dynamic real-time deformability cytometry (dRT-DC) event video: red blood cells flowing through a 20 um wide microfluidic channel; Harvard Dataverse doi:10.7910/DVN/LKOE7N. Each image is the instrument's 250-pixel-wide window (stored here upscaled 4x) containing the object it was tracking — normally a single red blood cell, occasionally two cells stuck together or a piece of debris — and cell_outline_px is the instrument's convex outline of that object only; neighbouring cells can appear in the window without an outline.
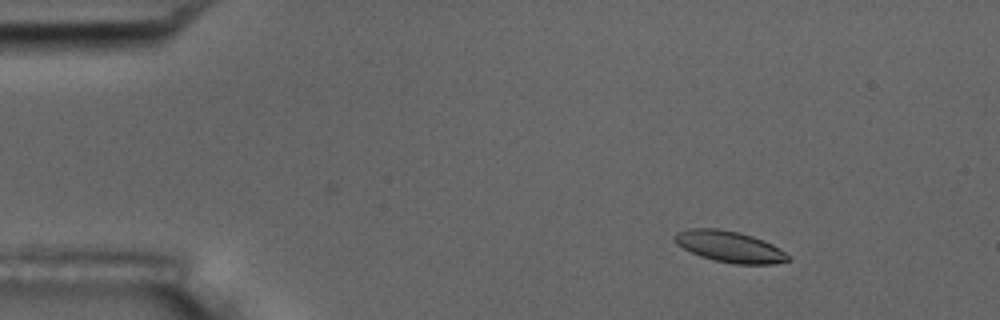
{"species": "common noctule bat (a hibernating species)", "species_latin": "Nyctalus noctula", "temperature_condition": "room temperature", "stored_images_in_passage": 6, "camera_frame_rate_fps": 3000, "um_per_image_px": 0.085, "animal": {"sex": "male", "body_mass_g": 17.5, "forearm_length_mm": 52.3}, "frame": {"image": 1, "passage_image": 2, "time_ms": 2.333, "image_size_px": [1000, 320], "cell_outline_px": [[792, 260], [772, 264], [736, 264], [716, 260], [700, 256], [676, 244], [672, 236], [688, 228], [716, 228], [740, 232], [752, 236], [772, 244], [780, 248], [792, 256]], "centroid_in_image_um": [62.06, 20.96], "position_along_channel_um": 22.9, "area_um2": 20.63}}